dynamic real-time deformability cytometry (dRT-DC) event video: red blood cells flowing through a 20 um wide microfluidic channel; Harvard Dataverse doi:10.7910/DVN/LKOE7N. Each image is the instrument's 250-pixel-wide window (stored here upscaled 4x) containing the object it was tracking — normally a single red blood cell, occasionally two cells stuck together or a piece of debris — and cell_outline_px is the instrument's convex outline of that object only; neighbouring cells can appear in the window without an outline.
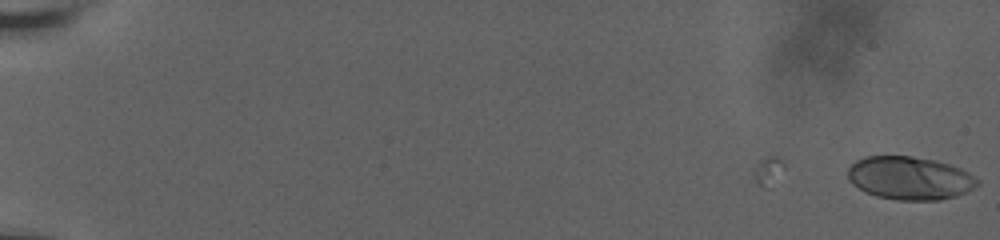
{"species": "human", "species_latin": "Homo sapiens", "temperature_condition": "room temperature", "stored_images_in_passage": 9, "camera_frame_rate_fps": 3000, "um_per_image_px": 0.085, "donor": {"sex": "male"}, "frame": {"image": 1, "passage_image": 9, "time_ms": 2.667, "image_size_px": [1000, 240], "cell_outline_px": [[980, 184], [956, 196], [940, 200], [896, 200], [876, 196], [852, 184], [848, 180], [848, 168], [856, 160], [864, 156], [912, 156], [932, 160], [948, 164], [960, 168], [968, 172], [980, 180]], "centroid_in_image_um": [77.32, 15.14], "position_along_channel_um": 7.7, "area_um2": 32.48}}